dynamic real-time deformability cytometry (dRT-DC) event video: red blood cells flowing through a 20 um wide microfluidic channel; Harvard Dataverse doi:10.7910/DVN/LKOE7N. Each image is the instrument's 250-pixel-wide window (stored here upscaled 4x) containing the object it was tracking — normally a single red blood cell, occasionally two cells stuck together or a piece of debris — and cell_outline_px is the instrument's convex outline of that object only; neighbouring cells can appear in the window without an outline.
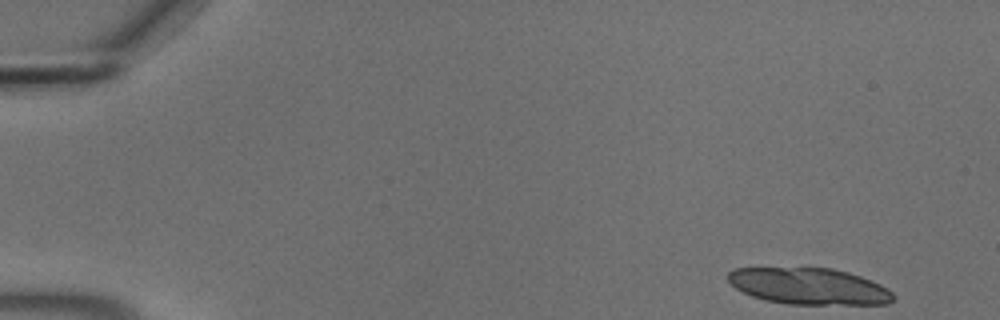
{"species": "common noctule bat (a hibernating species)", "species_latin": "Nyctalus noctula", "temperature_condition": "cold", "stored_images_in_passage": 14, "camera_frame_rate_fps": 3000, "um_per_image_px": 0.085, "animal": {"sex": "male", "body_mass_g": 18.8}, "frame": {"image": 1, "passage_image": 1, "time_ms": 0.0, "image_size_px": [1000, 320], "cell_outline_px": [[892, 300], [888, 304], [788, 304], [764, 300], [752, 296], [736, 288], [728, 280], [728, 272], [732, 268], [832, 268], [848, 272], [860, 276], [880, 284], [892, 292]], "centroid_in_image_um": [68.74, 24.33], "position_along_channel_um": 16.3, "area_um2": 34.91}}